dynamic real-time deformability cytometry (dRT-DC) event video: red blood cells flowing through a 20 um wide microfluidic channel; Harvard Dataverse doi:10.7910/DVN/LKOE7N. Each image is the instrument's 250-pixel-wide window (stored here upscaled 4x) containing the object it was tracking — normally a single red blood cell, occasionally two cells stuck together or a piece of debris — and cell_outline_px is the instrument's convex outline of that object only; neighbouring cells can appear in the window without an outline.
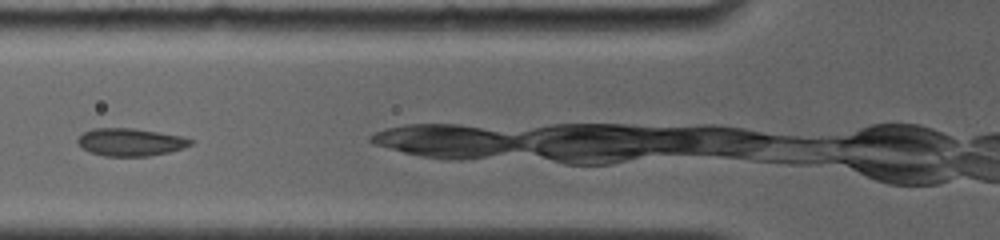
{"species": "common noctule bat (a hibernating species)", "species_latin": "Nyctalus noctula", "temperature_condition": "room temperature", "stored_images_in_passage": 6, "camera_frame_rate_fps": 4000, "um_per_image_px": 0.085, "animal": {"sex": "female", "body_mass_g": 19.0, "forearm_length_mm": 56.7}, "frame": {"image": 1, "passage_image": 2, "time_ms": 1.0, "image_size_px": [1000, 240], "cell_outline_px": [[196, 140], [192, 144], [184, 148], [168, 152], [148, 156], [104, 156], [88, 152], [76, 144], [76, 140], [84, 132], [92, 128], [132, 128], [180, 136]], "centroid_in_image_um": [11.05, 12.08], "position_along_channel_um": 114.7, "area_um2": 18.26}}
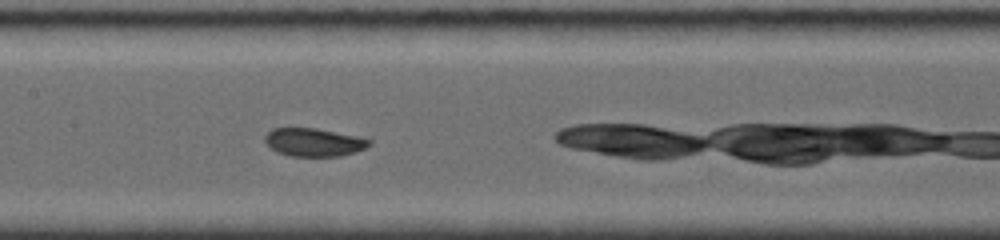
{"frame": {"image": 2, "passage_image": 4, "time_ms": 2.75, "image_size_px": [1000, 240], "cell_outline_px": [[372, 144], [356, 152], [340, 156], [288, 156], [276, 152], [264, 140], [264, 136], [272, 128], [316, 128], [356, 136], [372, 140]], "centroid_in_image_um": [26.67, 12.09], "position_along_channel_um": 180.7, "area_um2": 17.11}}